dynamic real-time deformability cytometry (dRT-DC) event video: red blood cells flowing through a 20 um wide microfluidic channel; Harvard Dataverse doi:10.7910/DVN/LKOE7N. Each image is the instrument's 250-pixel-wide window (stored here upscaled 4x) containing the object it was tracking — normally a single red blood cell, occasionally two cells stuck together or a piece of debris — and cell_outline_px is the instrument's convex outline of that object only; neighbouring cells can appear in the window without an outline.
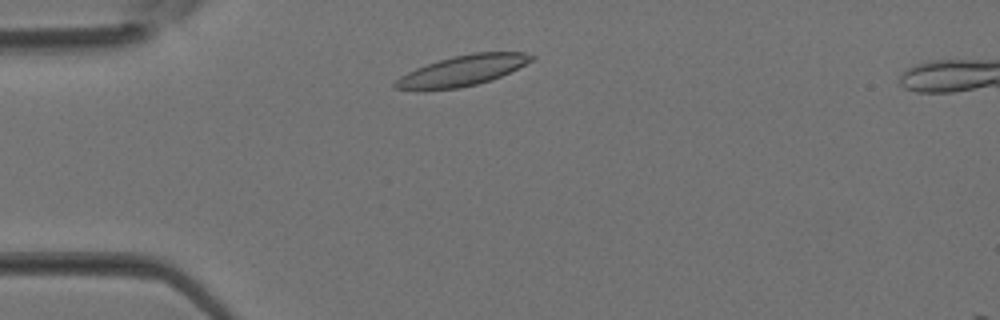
{"species": "Egyptian fruit bat (a non-hibernating species)", "species_latin": "Rousettus aegyptiacus", "temperature_condition": "room temperature", "stored_images_in_passage": 33, "segment_of_instrument_passage": [1, 2], "camera_frame_rate_fps": 3000, "um_per_image_px": 0.085, "animal": {"sex": "female"}, "frame": {"image": 1, "passage_image": 4, "time_ms": 1.0, "image_size_px": [1000, 320], "cell_outline_px": [[536, 56], [532, 60], [500, 76], [476, 84], [460, 88], [424, 92], [392, 88], [392, 84], [400, 76], [416, 68], [452, 56], [472, 52], [524, 52]], "centroid_in_image_um": [39.2, 6.03], "position_along_channel_um": 45.8, "area_um2": 24.33}}
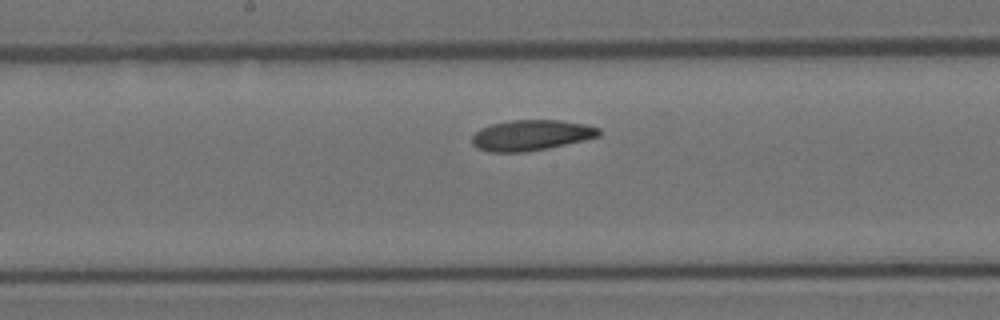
{"frame": {"image": 2, "passage_image": 14, "time_ms": 4.333, "image_size_px": [1000, 320], "cell_outline_px": [[600, 136], [584, 140], [548, 148], [524, 152], [488, 152], [476, 148], [472, 144], [472, 136], [480, 128], [492, 124], [512, 120], [560, 120], [584, 124], [600, 128]], "centroid_in_image_um": [45.13, 11.5], "position_along_channel_um": 203.1, "area_um2": 22.66}}
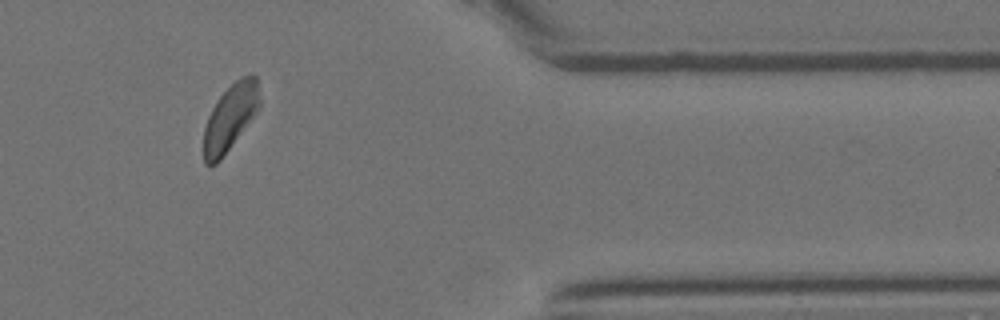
{"frame": {"image": 3, "passage_image": 26, "time_ms": 8.333, "image_size_px": [1000, 320], "cell_outline_px": [[260, 108], [220, 160], [216, 164], [208, 168], [204, 164], [204, 128], [208, 116], [216, 100], [240, 76], [256, 76], [260, 100]], "centroid_in_image_um": [19.55, 10.01], "position_along_channel_um": 391.9, "area_um2": 21.44}}